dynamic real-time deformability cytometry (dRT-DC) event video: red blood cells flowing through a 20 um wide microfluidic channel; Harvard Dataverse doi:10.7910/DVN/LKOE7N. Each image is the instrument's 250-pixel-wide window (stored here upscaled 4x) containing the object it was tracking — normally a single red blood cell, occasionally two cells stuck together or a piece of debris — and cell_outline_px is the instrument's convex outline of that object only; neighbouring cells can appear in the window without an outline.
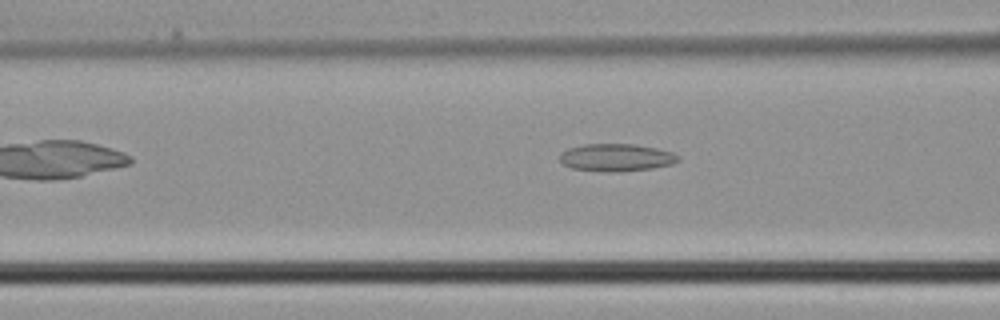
{"species": "common noctule bat (a hibernating species)", "species_latin": "Nyctalus noctula", "temperature_condition": "cold", "stored_images_in_passage": 5, "camera_frame_rate_fps": 3000, "um_per_image_px": 0.085, "animal": {"sex": "male", "body_mass_g": 21.5, "forearm_length_mm": 52.0}, "frame": {"image": 1, "passage_image": 5, "time_ms": 1.333, "image_size_px": [1000, 320], "cell_outline_px": [[680, 160], [672, 164], [652, 168], [616, 172], [604, 172], [572, 168], [564, 164], [560, 160], [560, 152], [568, 148], [584, 144], [636, 144], [656, 148], [672, 152], [680, 156]], "centroid_in_image_um": [52.39, 13.38], "position_along_channel_um": 114.2, "area_um2": 19.07}}